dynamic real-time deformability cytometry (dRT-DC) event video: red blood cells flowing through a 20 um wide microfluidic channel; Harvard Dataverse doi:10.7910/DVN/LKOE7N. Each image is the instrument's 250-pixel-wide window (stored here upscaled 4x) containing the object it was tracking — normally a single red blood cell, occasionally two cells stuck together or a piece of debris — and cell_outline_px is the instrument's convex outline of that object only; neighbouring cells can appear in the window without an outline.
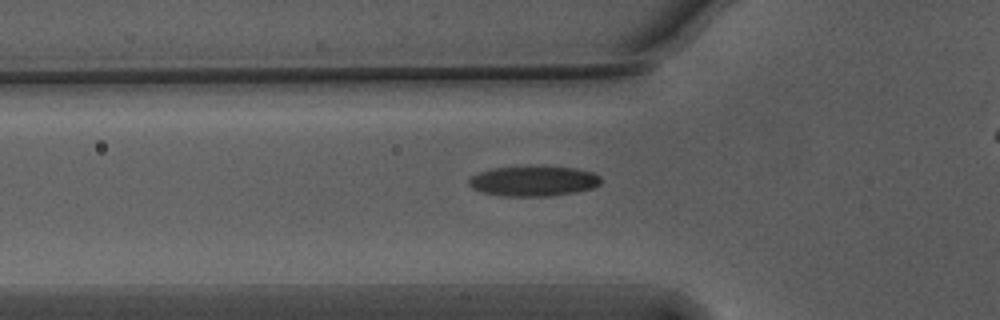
{"species": "Egyptian fruit bat (a non-hibernating species)", "species_latin": "Rousettus aegyptiacus", "temperature_condition": "warm", "stored_images_in_passage": 40, "camera_frame_rate_fps": 3000, "um_per_image_px": 0.085, "animal": {"sex": "male"}, "frame": {"image": 1, "passage_image": 11, "time_ms": 3.333, "image_size_px": [1000, 320], "cell_outline_px": [[600, 184], [592, 188], [576, 192], [552, 196], [504, 196], [480, 192], [472, 188], [468, 184], [468, 180], [472, 176], [480, 172], [492, 168], [532, 164], [576, 168], [592, 172], [600, 176]], "centroid_in_image_um": [45.33, 15.36], "position_along_channel_um": 80.5, "area_um2": 23.93}}
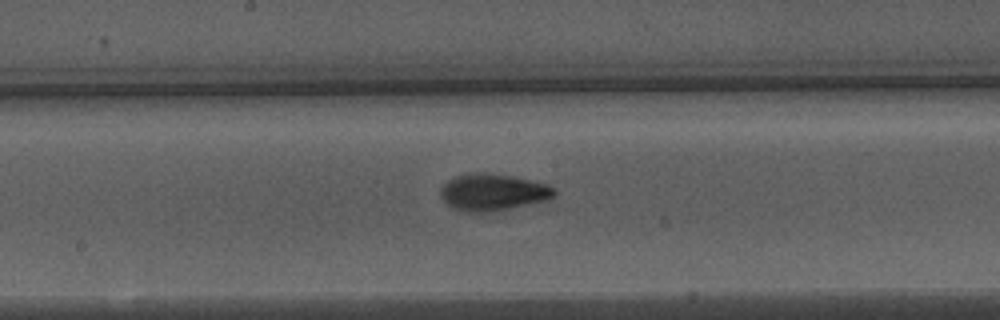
{"frame": {"image": 2, "passage_image": 21, "time_ms": 6.667, "image_size_px": [1000, 320], "cell_outline_px": [[556, 192], [548, 200], [492, 212], [468, 212], [452, 208], [440, 196], [440, 188], [448, 180], [456, 176], [476, 172], [480, 172], [512, 176], [548, 184], [556, 188]], "centroid_in_image_um": [41.89, 16.34], "position_along_channel_um": 206.3, "area_um2": 24.39}}
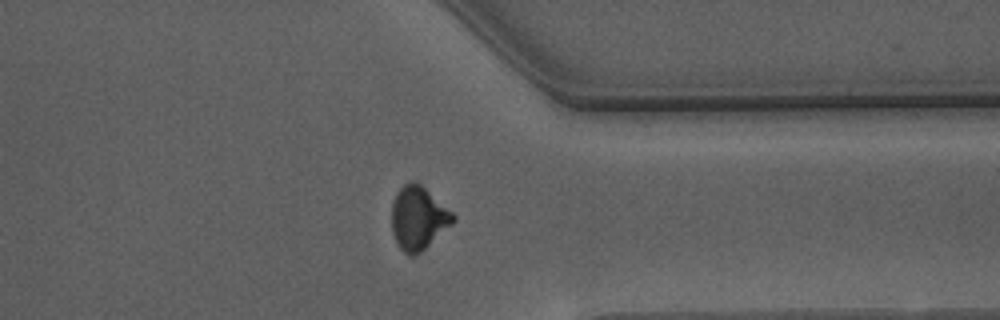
{"frame": {"image": 3, "passage_image": 35, "time_ms": 11.333, "image_size_px": [1000, 320], "cell_outline_px": [[456, 220], [452, 224], [416, 256], [408, 256], [400, 248], [392, 232], [392, 204], [396, 192], [408, 180], [416, 180], [452, 212], [456, 216]], "centroid_in_image_um": [35.54, 18.52], "position_along_channel_um": 375.9, "area_um2": 22.66}, "authors_computed_cell_mechanics": {"area_um2": 22.6865, "velocity_mm_per_s": 3.7573, "shape_relaxation_time_tau1_ms": 3.9256, "shape_relaxation_time_tau2_ms": 1.4495, "deformation_change_tau1": 0.1562, "deformation_change_tau2": 0.0733}}